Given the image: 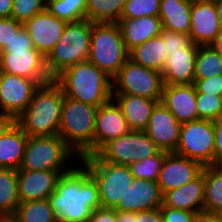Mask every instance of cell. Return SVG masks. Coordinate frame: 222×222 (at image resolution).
Masks as SVG:
<instances>
[{
  "label": "cell",
  "mask_w": 222,
  "mask_h": 222,
  "mask_svg": "<svg viewBox=\"0 0 222 222\" xmlns=\"http://www.w3.org/2000/svg\"><path fill=\"white\" fill-rule=\"evenodd\" d=\"M23 27V24L12 17L0 18V52L8 46L10 40Z\"/></svg>",
  "instance_id": "40"
},
{
  "label": "cell",
  "mask_w": 222,
  "mask_h": 222,
  "mask_svg": "<svg viewBox=\"0 0 222 222\" xmlns=\"http://www.w3.org/2000/svg\"><path fill=\"white\" fill-rule=\"evenodd\" d=\"M163 194L157 181L134 178L133 183L114 208L117 212H139L160 208Z\"/></svg>",
  "instance_id": "18"
},
{
  "label": "cell",
  "mask_w": 222,
  "mask_h": 222,
  "mask_svg": "<svg viewBox=\"0 0 222 222\" xmlns=\"http://www.w3.org/2000/svg\"><path fill=\"white\" fill-rule=\"evenodd\" d=\"M204 168L202 173L177 189L169 190L163 194V205L171 208L194 212L198 214L203 213L204 203Z\"/></svg>",
  "instance_id": "23"
},
{
  "label": "cell",
  "mask_w": 222,
  "mask_h": 222,
  "mask_svg": "<svg viewBox=\"0 0 222 222\" xmlns=\"http://www.w3.org/2000/svg\"><path fill=\"white\" fill-rule=\"evenodd\" d=\"M34 48L32 40L27 30L22 27L18 33L12 37L8 46L3 50H19V49H31Z\"/></svg>",
  "instance_id": "44"
},
{
  "label": "cell",
  "mask_w": 222,
  "mask_h": 222,
  "mask_svg": "<svg viewBox=\"0 0 222 222\" xmlns=\"http://www.w3.org/2000/svg\"><path fill=\"white\" fill-rule=\"evenodd\" d=\"M80 162L98 186L101 207L114 209L134 181L129 165L106 161Z\"/></svg>",
  "instance_id": "9"
},
{
  "label": "cell",
  "mask_w": 222,
  "mask_h": 222,
  "mask_svg": "<svg viewBox=\"0 0 222 222\" xmlns=\"http://www.w3.org/2000/svg\"><path fill=\"white\" fill-rule=\"evenodd\" d=\"M98 107L64 96L58 135L80 158L94 155Z\"/></svg>",
  "instance_id": "4"
},
{
  "label": "cell",
  "mask_w": 222,
  "mask_h": 222,
  "mask_svg": "<svg viewBox=\"0 0 222 222\" xmlns=\"http://www.w3.org/2000/svg\"><path fill=\"white\" fill-rule=\"evenodd\" d=\"M214 154L213 166H222V117L213 120Z\"/></svg>",
  "instance_id": "43"
},
{
  "label": "cell",
  "mask_w": 222,
  "mask_h": 222,
  "mask_svg": "<svg viewBox=\"0 0 222 222\" xmlns=\"http://www.w3.org/2000/svg\"><path fill=\"white\" fill-rule=\"evenodd\" d=\"M63 100V92L53 80L40 85L15 122L28 137L58 135Z\"/></svg>",
  "instance_id": "3"
},
{
  "label": "cell",
  "mask_w": 222,
  "mask_h": 222,
  "mask_svg": "<svg viewBox=\"0 0 222 222\" xmlns=\"http://www.w3.org/2000/svg\"><path fill=\"white\" fill-rule=\"evenodd\" d=\"M164 81L162 73L145 68L128 59L112 78L113 94L142 96L161 102Z\"/></svg>",
  "instance_id": "10"
},
{
  "label": "cell",
  "mask_w": 222,
  "mask_h": 222,
  "mask_svg": "<svg viewBox=\"0 0 222 222\" xmlns=\"http://www.w3.org/2000/svg\"><path fill=\"white\" fill-rule=\"evenodd\" d=\"M198 47L199 45L193 43L189 48H183L182 51L167 53L162 71L164 84H194Z\"/></svg>",
  "instance_id": "22"
},
{
  "label": "cell",
  "mask_w": 222,
  "mask_h": 222,
  "mask_svg": "<svg viewBox=\"0 0 222 222\" xmlns=\"http://www.w3.org/2000/svg\"><path fill=\"white\" fill-rule=\"evenodd\" d=\"M91 30L92 22L88 19L66 24L60 40L45 58L52 80L63 70L88 60Z\"/></svg>",
  "instance_id": "5"
},
{
  "label": "cell",
  "mask_w": 222,
  "mask_h": 222,
  "mask_svg": "<svg viewBox=\"0 0 222 222\" xmlns=\"http://www.w3.org/2000/svg\"><path fill=\"white\" fill-rule=\"evenodd\" d=\"M117 23L128 52L147 40L159 36L162 31V22L158 16L121 18Z\"/></svg>",
  "instance_id": "24"
},
{
  "label": "cell",
  "mask_w": 222,
  "mask_h": 222,
  "mask_svg": "<svg viewBox=\"0 0 222 222\" xmlns=\"http://www.w3.org/2000/svg\"><path fill=\"white\" fill-rule=\"evenodd\" d=\"M191 0H161L158 17L162 22V29L190 33Z\"/></svg>",
  "instance_id": "27"
},
{
  "label": "cell",
  "mask_w": 222,
  "mask_h": 222,
  "mask_svg": "<svg viewBox=\"0 0 222 222\" xmlns=\"http://www.w3.org/2000/svg\"><path fill=\"white\" fill-rule=\"evenodd\" d=\"M53 81L64 96L95 107L112 100V78L88 60L63 70Z\"/></svg>",
  "instance_id": "2"
},
{
  "label": "cell",
  "mask_w": 222,
  "mask_h": 222,
  "mask_svg": "<svg viewBox=\"0 0 222 222\" xmlns=\"http://www.w3.org/2000/svg\"><path fill=\"white\" fill-rule=\"evenodd\" d=\"M160 211L163 222H195L199 215L198 213L167 207L163 204L160 206Z\"/></svg>",
  "instance_id": "41"
},
{
  "label": "cell",
  "mask_w": 222,
  "mask_h": 222,
  "mask_svg": "<svg viewBox=\"0 0 222 222\" xmlns=\"http://www.w3.org/2000/svg\"><path fill=\"white\" fill-rule=\"evenodd\" d=\"M204 214H217L222 209V166H204Z\"/></svg>",
  "instance_id": "29"
},
{
  "label": "cell",
  "mask_w": 222,
  "mask_h": 222,
  "mask_svg": "<svg viewBox=\"0 0 222 222\" xmlns=\"http://www.w3.org/2000/svg\"><path fill=\"white\" fill-rule=\"evenodd\" d=\"M160 150L145 131L130 130L106 143L96 154L80 158L78 161H106L119 165H130L154 156Z\"/></svg>",
  "instance_id": "8"
},
{
  "label": "cell",
  "mask_w": 222,
  "mask_h": 222,
  "mask_svg": "<svg viewBox=\"0 0 222 222\" xmlns=\"http://www.w3.org/2000/svg\"><path fill=\"white\" fill-rule=\"evenodd\" d=\"M20 204L17 170L0 168V214H13Z\"/></svg>",
  "instance_id": "31"
},
{
  "label": "cell",
  "mask_w": 222,
  "mask_h": 222,
  "mask_svg": "<svg viewBox=\"0 0 222 222\" xmlns=\"http://www.w3.org/2000/svg\"><path fill=\"white\" fill-rule=\"evenodd\" d=\"M195 222H222L216 214H199Z\"/></svg>",
  "instance_id": "50"
},
{
  "label": "cell",
  "mask_w": 222,
  "mask_h": 222,
  "mask_svg": "<svg viewBox=\"0 0 222 222\" xmlns=\"http://www.w3.org/2000/svg\"><path fill=\"white\" fill-rule=\"evenodd\" d=\"M161 0H127L121 18L158 16Z\"/></svg>",
  "instance_id": "36"
},
{
  "label": "cell",
  "mask_w": 222,
  "mask_h": 222,
  "mask_svg": "<svg viewBox=\"0 0 222 222\" xmlns=\"http://www.w3.org/2000/svg\"><path fill=\"white\" fill-rule=\"evenodd\" d=\"M88 222H117L116 211L103 207L94 209L90 214Z\"/></svg>",
  "instance_id": "45"
},
{
  "label": "cell",
  "mask_w": 222,
  "mask_h": 222,
  "mask_svg": "<svg viewBox=\"0 0 222 222\" xmlns=\"http://www.w3.org/2000/svg\"><path fill=\"white\" fill-rule=\"evenodd\" d=\"M181 125L162 102L152 110L145 132L160 151L174 152L180 135Z\"/></svg>",
  "instance_id": "16"
},
{
  "label": "cell",
  "mask_w": 222,
  "mask_h": 222,
  "mask_svg": "<svg viewBox=\"0 0 222 222\" xmlns=\"http://www.w3.org/2000/svg\"><path fill=\"white\" fill-rule=\"evenodd\" d=\"M28 136L14 122L0 135V168L19 170Z\"/></svg>",
  "instance_id": "26"
},
{
  "label": "cell",
  "mask_w": 222,
  "mask_h": 222,
  "mask_svg": "<svg viewBox=\"0 0 222 222\" xmlns=\"http://www.w3.org/2000/svg\"><path fill=\"white\" fill-rule=\"evenodd\" d=\"M198 119L215 120L222 117V96L197 93Z\"/></svg>",
  "instance_id": "37"
},
{
  "label": "cell",
  "mask_w": 222,
  "mask_h": 222,
  "mask_svg": "<svg viewBox=\"0 0 222 222\" xmlns=\"http://www.w3.org/2000/svg\"><path fill=\"white\" fill-rule=\"evenodd\" d=\"M68 171L17 170L20 202L48 199L61 174Z\"/></svg>",
  "instance_id": "19"
},
{
  "label": "cell",
  "mask_w": 222,
  "mask_h": 222,
  "mask_svg": "<svg viewBox=\"0 0 222 222\" xmlns=\"http://www.w3.org/2000/svg\"><path fill=\"white\" fill-rule=\"evenodd\" d=\"M174 153L195 160L203 166L213 165V121L198 119L183 123Z\"/></svg>",
  "instance_id": "11"
},
{
  "label": "cell",
  "mask_w": 222,
  "mask_h": 222,
  "mask_svg": "<svg viewBox=\"0 0 222 222\" xmlns=\"http://www.w3.org/2000/svg\"><path fill=\"white\" fill-rule=\"evenodd\" d=\"M127 0H86V19L93 23H117Z\"/></svg>",
  "instance_id": "30"
},
{
  "label": "cell",
  "mask_w": 222,
  "mask_h": 222,
  "mask_svg": "<svg viewBox=\"0 0 222 222\" xmlns=\"http://www.w3.org/2000/svg\"><path fill=\"white\" fill-rule=\"evenodd\" d=\"M210 46L222 57V30Z\"/></svg>",
  "instance_id": "51"
},
{
  "label": "cell",
  "mask_w": 222,
  "mask_h": 222,
  "mask_svg": "<svg viewBox=\"0 0 222 222\" xmlns=\"http://www.w3.org/2000/svg\"><path fill=\"white\" fill-rule=\"evenodd\" d=\"M48 199L57 222H88L101 207L98 186L80 161L60 175Z\"/></svg>",
  "instance_id": "1"
},
{
  "label": "cell",
  "mask_w": 222,
  "mask_h": 222,
  "mask_svg": "<svg viewBox=\"0 0 222 222\" xmlns=\"http://www.w3.org/2000/svg\"><path fill=\"white\" fill-rule=\"evenodd\" d=\"M15 120L7 113L0 111V135H2Z\"/></svg>",
  "instance_id": "48"
},
{
  "label": "cell",
  "mask_w": 222,
  "mask_h": 222,
  "mask_svg": "<svg viewBox=\"0 0 222 222\" xmlns=\"http://www.w3.org/2000/svg\"><path fill=\"white\" fill-rule=\"evenodd\" d=\"M215 7L217 10V15L219 18L220 27L222 29V0H219L215 3Z\"/></svg>",
  "instance_id": "53"
},
{
  "label": "cell",
  "mask_w": 222,
  "mask_h": 222,
  "mask_svg": "<svg viewBox=\"0 0 222 222\" xmlns=\"http://www.w3.org/2000/svg\"><path fill=\"white\" fill-rule=\"evenodd\" d=\"M15 214L19 222H57L49 199L20 202Z\"/></svg>",
  "instance_id": "33"
},
{
  "label": "cell",
  "mask_w": 222,
  "mask_h": 222,
  "mask_svg": "<svg viewBox=\"0 0 222 222\" xmlns=\"http://www.w3.org/2000/svg\"><path fill=\"white\" fill-rule=\"evenodd\" d=\"M160 36L165 44V51L167 53L182 51L183 48H189L193 44L191 37L181 32L162 29Z\"/></svg>",
  "instance_id": "39"
},
{
  "label": "cell",
  "mask_w": 222,
  "mask_h": 222,
  "mask_svg": "<svg viewBox=\"0 0 222 222\" xmlns=\"http://www.w3.org/2000/svg\"><path fill=\"white\" fill-rule=\"evenodd\" d=\"M0 222H19L18 216L13 214H0Z\"/></svg>",
  "instance_id": "52"
},
{
  "label": "cell",
  "mask_w": 222,
  "mask_h": 222,
  "mask_svg": "<svg viewBox=\"0 0 222 222\" xmlns=\"http://www.w3.org/2000/svg\"><path fill=\"white\" fill-rule=\"evenodd\" d=\"M39 86L30 78L0 72V111L15 120L27 108Z\"/></svg>",
  "instance_id": "13"
},
{
  "label": "cell",
  "mask_w": 222,
  "mask_h": 222,
  "mask_svg": "<svg viewBox=\"0 0 222 222\" xmlns=\"http://www.w3.org/2000/svg\"><path fill=\"white\" fill-rule=\"evenodd\" d=\"M77 160L79 157L59 135L28 137L19 170L69 171L72 161Z\"/></svg>",
  "instance_id": "7"
},
{
  "label": "cell",
  "mask_w": 222,
  "mask_h": 222,
  "mask_svg": "<svg viewBox=\"0 0 222 222\" xmlns=\"http://www.w3.org/2000/svg\"><path fill=\"white\" fill-rule=\"evenodd\" d=\"M196 89L193 84H164L161 102L180 124L198 120Z\"/></svg>",
  "instance_id": "21"
},
{
  "label": "cell",
  "mask_w": 222,
  "mask_h": 222,
  "mask_svg": "<svg viewBox=\"0 0 222 222\" xmlns=\"http://www.w3.org/2000/svg\"><path fill=\"white\" fill-rule=\"evenodd\" d=\"M14 0H0V18L11 17Z\"/></svg>",
  "instance_id": "47"
},
{
  "label": "cell",
  "mask_w": 222,
  "mask_h": 222,
  "mask_svg": "<svg viewBox=\"0 0 222 222\" xmlns=\"http://www.w3.org/2000/svg\"><path fill=\"white\" fill-rule=\"evenodd\" d=\"M129 59L118 23H93L88 61L113 78Z\"/></svg>",
  "instance_id": "6"
},
{
  "label": "cell",
  "mask_w": 222,
  "mask_h": 222,
  "mask_svg": "<svg viewBox=\"0 0 222 222\" xmlns=\"http://www.w3.org/2000/svg\"><path fill=\"white\" fill-rule=\"evenodd\" d=\"M204 166L190 158L169 152L165 156L157 183L162 194L177 189L197 178Z\"/></svg>",
  "instance_id": "15"
},
{
  "label": "cell",
  "mask_w": 222,
  "mask_h": 222,
  "mask_svg": "<svg viewBox=\"0 0 222 222\" xmlns=\"http://www.w3.org/2000/svg\"><path fill=\"white\" fill-rule=\"evenodd\" d=\"M167 153L159 151L152 157L132 162L129 167L134 178L157 181Z\"/></svg>",
  "instance_id": "35"
},
{
  "label": "cell",
  "mask_w": 222,
  "mask_h": 222,
  "mask_svg": "<svg viewBox=\"0 0 222 222\" xmlns=\"http://www.w3.org/2000/svg\"><path fill=\"white\" fill-rule=\"evenodd\" d=\"M189 36L196 45H211L221 32L215 4L192 2Z\"/></svg>",
  "instance_id": "20"
},
{
  "label": "cell",
  "mask_w": 222,
  "mask_h": 222,
  "mask_svg": "<svg viewBox=\"0 0 222 222\" xmlns=\"http://www.w3.org/2000/svg\"><path fill=\"white\" fill-rule=\"evenodd\" d=\"M136 222H163L160 208L137 212Z\"/></svg>",
  "instance_id": "46"
},
{
  "label": "cell",
  "mask_w": 222,
  "mask_h": 222,
  "mask_svg": "<svg viewBox=\"0 0 222 222\" xmlns=\"http://www.w3.org/2000/svg\"><path fill=\"white\" fill-rule=\"evenodd\" d=\"M112 99L121 108L130 130L145 131L153 108L158 101L142 96L113 94Z\"/></svg>",
  "instance_id": "25"
},
{
  "label": "cell",
  "mask_w": 222,
  "mask_h": 222,
  "mask_svg": "<svg viewBox=\"0 0 222 222\" xmlns=\"http://www.w3.org/2000/svg\"><path fill=\"white\" fill-rule=\"evenodd\" d=\"M222 221V209L216 214Z\"/></svg>",
  "instance_id": "55"
},
{
  "label": "cell",
  "mask_w": 222,
  "mask_h": 222,
  "mask_svg": "<svg viewBox=\"0 0 222 222\" xmlns=\"http://www.w3.org/2000/svg\"><path fill=\"white\" fill-rule=\"evenodd\" d=\"M216 75H222V57L210 45H199L195 59V80Z\"/></svg>",
  "instance_id": "32"
},
{
  "label": "cell",
  "mask_w": 222,
  "mask_h": 222,
  "mask_svg": "<svg viewBox=\"0 0 222 222\" xmlns=\"http://www.w3.org/2000/svg\"><path fill=\"white\" fill-rule=\"evenodd\" d=\"M67 22L60 20L47 9L34 15L23 24L34 48L46 58L60 40Z\"/></svg>",
  "instance_id": "14"
},
{
  "label": "cell",
  "mask_w": 222,
  "mask_h": 222,
  "mask_svg": "<svg viewBox=\"0 0 222 222\" xmlns=\"http://www.w3.org/2000/svg\"><path fill=\"white\" fill-rule=\"evenodd\" d=\"M47 0H14L11 17L24 24L34 15L46 10Z\"/></svg>",
  "instance_id": "38"
},
{
  "label": "cell",
  "mask_w": 222,
  "mask_h": 222,
  "mask_svg": "<svg viewBox=\"0 0 222 222\" xmlns=\"http://www.w3.org/2000/svg\"><path fill=\"white\" fill-rule=\"evenodd\" d=\"M117 222H136V212L116 211Z\"/></svg>",
  "instance_id": "49"
},
{
  "label": "cell",
  "mask_w": 222,
  "mask_h": 222,
  "mask_svg": "<svg viewBox=\"0 0 222 222\" xmlns=\"http://www.w3.org/2000/svg\"><path fill=\"white\" fill-rule=\"evenodd\" d=\"M193 85L197 93L222 96V75L195 80Z\"/></svg>",
  "instance_id": "42"
},
{
  "label": "cell",
  "mask_w": 222,
  "mask_h": 222,
  "mask_svg": "<svg viewBox=\"0 0 222 222\" xmlns=\"http://www.w3.org/2000/svg\"><path fill=\"white\" fill-rule=\"evenodd\" d=\"M192 2H203V3H213L215 4L219 0H191Z\"/></svg>",
  "instance_id": "54"
},
{
  "label": "cell",
  "mask_w": 222,
  "mask_h": 222,
  "mask_svg": "<svg viewBox=\"0 0 222 222\" xmlns=\"http://www.w3.org/2000/svg\"><path fill=\"white\" fill-rule=\"evenodd\" d=\"M46 9L67 23L86 19V0H47Z\"/></svg>",
  "instance_id": "34"
},
{
  "label": "cell",
  "mask_w": 222,
  "mask_h": 222,
  "mask_svg": "<svg viewBox=\"0 0 222 222\" xmlns=\"http://www.w3.org/2000/svg\"><path fill=\"white\" fill-rule=\"evenodd\" d=\"M0 72L30 78L40 85L52 81L46 69L44 56L35 48L2 50L0 52Z\"/></svg>",
  "instance_id": "12"
},
{
  "label": "cell",
  "mask_w": 222,
  "mask_h": 222,
  "mask_svg": "<svg viewBox=\"0 0 222 222\" xmlns=\"http://www.w3.org/2000/svg\"><path fill=\"white\" fill-rule=\"evenodd\" d=\"M130 131L121 108L112 99L98 107L94 132V154L106 143Z\"/></svg>",
  "instance_id": "17"
},
{
  "label": "cell",
  "mask_w": 222,
  "mask_h": 222,
  "mask_svg": "<svg viewBox=\"0 0 222 222\" xmlns=\"http://www.w3.org/2000/svg\"><path fill=\"white\" fill-rule=\"evenodd\" d=\"M166 57L165 44L160 35L147 40L129 52V59L134 63L160 73L164 69Z\"/></svg>",
  "instance_id": "28"
}]
</instances>
